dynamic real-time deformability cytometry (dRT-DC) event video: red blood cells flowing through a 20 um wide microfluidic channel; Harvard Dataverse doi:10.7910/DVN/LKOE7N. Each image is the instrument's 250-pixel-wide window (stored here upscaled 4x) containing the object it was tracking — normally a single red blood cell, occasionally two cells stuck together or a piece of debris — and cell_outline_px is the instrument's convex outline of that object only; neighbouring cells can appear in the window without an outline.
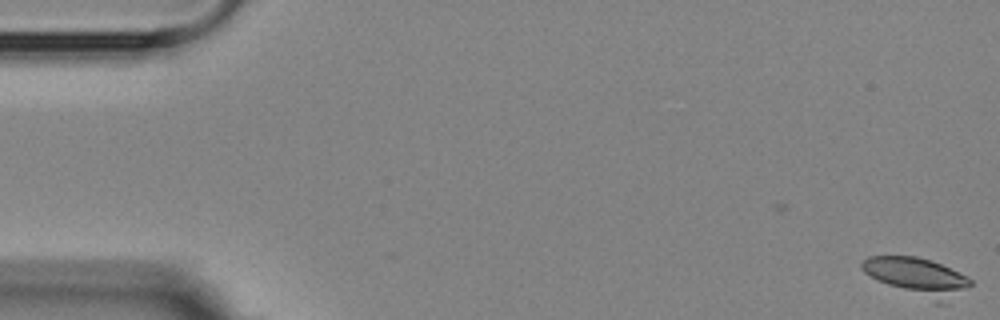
{"species": "Egyptian fruit bat (a non-hibernating species)", "species_latin": "Rousettus aegyptiacus", "temperature_condition": "room temperature", "stored_images_in_passage": 6, "camera_frame_rate_fps": 3000, "um_per_image_px": 0.085, "animal": {"sex": "female"}, "frame": {"image": 1, "passage_image": 1, "time_ms": 0.0, "image_size_px": [1000, 320], "cell_outline_px": [[972, 284], [944, 304], [936, 304], [888, 284], [864, 272], [860, 268], [860, 264], [868, 256], [916, 256], [940, 264], [968, 276], [972, 280]], "centroid_in_image_um": [78.0, 23.53], "position_along_channel_um": 7.0, "area_um2": 23.47}}
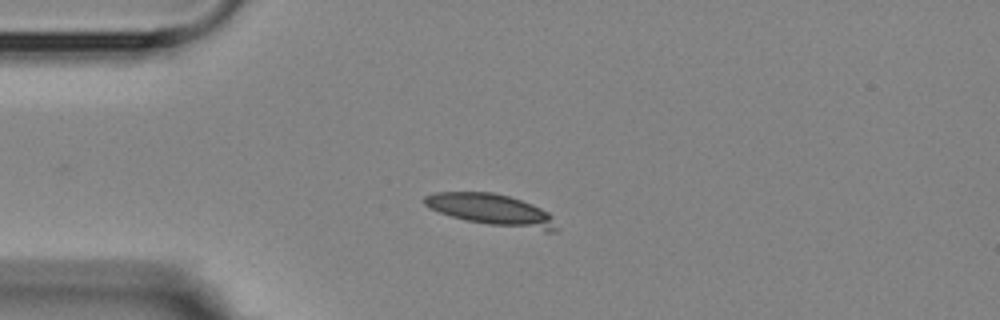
{"frame": {"image": 2, "passage_image": 5, "time_ms": 4.333, "image_size_px": [1000, 320], "cell_outline_px": [[556, 232], [544, 232], [488, 224], [468, 220], [452, 216], [440, 212], [424, 204], [424, 196], [436, 192], [492, 192], [508, 196], [532, 204], [548, 212], [552, 216], [556, 228]], "centroid_in_image_um": [41.82, 17.85], "position_along_channel_um": 43.2, "area_um2": 23.99}}